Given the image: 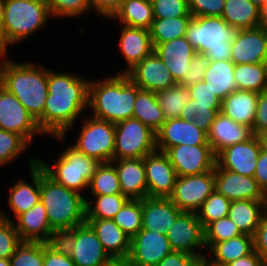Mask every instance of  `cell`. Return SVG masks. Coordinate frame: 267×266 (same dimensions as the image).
<instances>
[{"label": "cell", "instance_id": "cell-47", "mask_svg": "<svg viewBox=\"0 0 267 266\" xmlns=\"http://www.w3.org/2000/svg\"><path fill=\"white\" fill-rule=\"evenodd\" d=\"M241 234L236 224L228 216L214 221L204 229L206 250L208 252L216 243L229 240Z\"/></svg>", "mask_w": 267, "mask_h": 266}, {"label": "cell", "instance_id": "cell-19", "mask_svg": "<svg viewBox=\"0 0 267 266\" xmlns=\"http://www.w3.org/2000/svg\"><path fill=\"white\" fill-rule=\"evenodd\" d=\"M156 134V149L166 152L170 147L187 145H209L207 133L193 122L180 118L166 119Z\"/></svg>", "mask_w": 267, "mask_h": 266}, {"label": "cell", "instance_id": "cell-63", "mask_svg": "<svg viewBox=\"0 0 267 266\" xmlns=\"http://www.w3.org/2000/svg\"><path fill=\"white\" fill-rule=\"evenodd\" d=\"M200 262L203 264V266H228L227 264H220L213 262L208 255H205Z\"/></svg>", "mask_w": 267, "mask_h": 266}, {"label": "cell", "instance_id": "cell-29", "mask_svg": "<svg viewBox=\"0 0 267 266\" xmlns=\"http://www.w3.org/2000/svg\"><path fill=\"white\" fill-rule=\"evenodd\" d=\"M111 258L127 257L131 238L112 219H86Z\"/></svg>", "mask_w": 267, "mask_h": 266}, {"label": "cell", "instance_id": "cell-31", "mask_svg": "<svg viewBox=\"0 0 267 266\" xmlns=\"http://www.w3.org/2000/svg\"><path fill=\"white\" fill-rule=\"evenodd\" d=\"M267 212V201H232L228 217L242 234L253 236L262 216Z\"/></svg>", "mask_w": 267, "mask_h": 266}, {"label": "cell", "instance_id": "cell-22", "mask_svg": "<svg viewBox=\"0 0 267 266\" xmlns=\"http://www.w3.org/2000/svg\"><path fill=\"white\" fill-rule=\"evenodd\" d=\"M126 75L141 90L155 93L177 84L154 51L130 69Z\"/></svg>", "mask_w": 267, "mask_h": 266}, {"label": "cell", "instance_id": "cell-49", "mask_svg": "<svg viewBox=\"0 0 267 266\" xmlns=\"http://www.w3.org/2000/svg\"><path fill=\"white\" fill-rule=\"evenodd\" d=\"M21 242L13 221L0 218V258L10 259Z\"/></svg>", "mask_w": 267, "mask_h": 266}, {"label": "cell", "instance_id": "cell-44", "mask_svg": "<svg viewBox=\"0 0 267 266\" xmlns=\"http://www.w3.org/2000/svg\"><path fill=\"white\" fill-rule=\"evenodd\" d=\"M53 20L78 19L92 16V0H47Z\"/></svg>", "mask_w": 267, "mask_h": 266}, {"label": "cell", "instance_id": "cell-9", "mask_svg": "<svg viewBox=\"0 0 267 266\" xmlns=\"http://www.w3.org/2000/svg\"><path fill=\"white\" fill-rule=\"evenodd\" d=\"M58 241L76 266H105L111 259L87 222L62 233Z\"/></svg>", "mask_w": 267, "mask_h": 266}, {"label": "cell", "instance_id": "cell-64", "mask_svg": "<svg viewBox=\"0 0 267 266\" xmlns=\"http://www.w3.org/2000/svg\"><path fill=\"white\" fill-rule=\"evenodd\" d=\"M262 144V148L267 150V130L258 135Z\"/></svg>", "mask_w": 267, "mask_h": 266}, {"label": "cell", "instance_id": "cell-51", "mask_svg": "<svg viewBox=\"0 0 267 266\" xmlns=\"http://www.w3.org/2000/svg\"><path fill=\"white\" fill-rule=\"evenodd\" d=\"M44 266H76L67 250L59 241L43 243Z\"/></svg>", "mask_w": 267, "mask_h": 266}, {"label": "cell", "instance_id": "cell-21", "mask_svg": "<svg viewBox=\"0 0 267 266\" xmlns=\"http://www.w3.org/2000/svg\"><path fill=\"white\" fill-rule=\"evenodd\" d=\"M172 251L166 234L140 230L131 238L128 257L137 266H156Z\"/></svg>", "mask_w": 267, "mask_h": 266}, {"label": "cell", "instance_id": "cell-27", "mask_svg": "<svg viewBox=\"0 0 267 266\" xmlns=\"http://www.w3.org/2000/svg\"><path fill=\"white\" fill-rule=\"evenodd\" d=\"M153 47L156 55L163 61L178 84L189 70V63L196 50L186 37L176 38Z\"/></svg>", "mask_w": 267, "mask_h": 266}, {"label": "cell", "instance_id": "cell-10", "mask_svg": "<svg viewBox=\"0 0 267 266\" xmlns=\"http://www.w3.org/2000/svg\"><path fill=\"white\" fill-rule=\"evenodd\" d=\"M156 134L135 118L115 123V148L113 160L144 158L155 152Z\"/></svg>", "mask_w": 267, "mask_h": 266}, {"label": "cell", "instance_id": "cell-66", "mask_svg": "<svg viewBox=\"0 0 267 266\" xmlns=\"http://www.w3.org/2000/svg\"><path fill=\"white\" fill-rule=\"evenodd\" d=\"M252 3L256 4L258 7H260L262 4H264L267 0H250Z\"/></svg>", "mask_w": 267, "mask_h": 266}, {"label": "cell", "instance_id": "cell-35", "mask_svg": "<svg viewBox=\"0 0 267 266\" xmlns=\"http://www.w3.org/2000/svg\"><path fill=\"white\" fill-rule=\"evenodd\" d=\"M221 17L237 29L259 27V7L250 0H225Z\"/></svg>", "mask_w": 267, "mask_h": 266}, {"label": "cell", "instance_id": "cell-40", "mask_svg": "<svg viewBox=\"0 0 267 266\" xmlns=\"http://www.w3.org/2000/svg\"><path fill=\"white\" fill-rule=\"evenodd\" d=\"M193 16L176 18H154L149 29L153 46L185 37L189 22Z\"/></svg>", "mask_w": 267, "mask_h": 266}, {"label": "cell", "instance_id": "cell-37", "mask_svg": "<svg viewBox=\"0 0 267 266\" xmlns=\"http://www.w3.org/2000/svg\"><path fill=\"white\" fill-rule=\"evenodd\" d=\"M190 99L183 107L180 119L193 122L197 111H221V101L214 95L204 80L188 87Z\"/></svg>", "mask_w": 267, "mask_h": 266}, {"label": "cell", "instance_id": "cell-7", "mask_svg": "<svg viewBox=\"0 0 267 266\" xmlns=\"http://www.w3.org/2000/svg\"><path fill=\"white\" fill-rule=\"evenodd\" d=\"M238 31L222 17L199 16L191 19L185 37L196 53L205 55L208 61L231 60V44Z\"/></svg>", "mask_w": 267, "mask_h": 266}, {"label": "cell", "instance_id": "cell-5", "mask_svg": "<svg viewBox=\"0 0 267 266\" xmlns=\"http://www.w3.org/2000/svg\"><path fill=\"white\" fill-rule=\"evenodd\" d=\"M50 138H52L50 139L51 141L54 139L61 145L64 144V146H61L62 148L59 150L61 152L55 156L54 159L56 160L53 163L51 162L49 164V161H46L42 157L40 158V155H38V165L55 182L86 196L89 182L100 165V162L95 158L79 152L70 144L69 139L63 135H53ZM67 140L69 142L68 144L66 142Z\"/></svg>", "mask_w": 267, "mask_h": 266}, {"label": "cell", "instance_id": "cell-43", "mask_svg": "<svg viewBox=\"0 0 267 266\" xmlns=\"http://www.w3.org/2000/svg\"><path fill=\"white\" fill-rule=\"evenodd\" d=\"M29 146L19 134L0 129V168H7L15 160H20V157L28 153Z\"/></svg>", "mask_w": 267, "mask_h": 266}, {"label": "cell", "instance_id": "cell-61", "mask_svg": "<svg viewBox=\"0 0 267 266\" xmlns=\"http://www.w3.org/2000/svg\"><path fill=\"white\" fill-rule=\"evenodd\" d=\"M4 0H0V55L6 54V36L4 31Z\"/></svg>", "mask_w": 267, "mask_h": 266}, {"label": "cell", "instance_id": "cell-28", "mask_svg": "<svg viewBox=\"0 0 267 266\" xmlns=\"http://www.w3.org/2000/svg\"><path fill=\"white\" fill-rule=\"evenodd\" d=\"M118 173L121 192L129 199L147 197L144 158L118 159L111 162Z\"/></svg>", "mask_w": 267, "mask_h": 266}, {"label": "cell", "instance_id": "cell-11", "mask_svg": "<svg viewBox=\"0 0 267 266\" xmlns=\"http://www.w3.org/2000/svg\"><path fill=\"white\" fill-rule=\"evenodd\" d=\"M29 156L27 162V177H18L8 189L6 205L0 208V218L13 221L19 214L29 210L40 201V166L37 163L36 155ZM8 204V205H7ZM9 210V212L6 209ZM12 212V213H11ZM12 214V216H11Z\"/></svg>", "mask_w": 267, "mask_h": 266}, {"label": "cell", "instance_id": "cell-41", "mask_svg": "<svg viewBox=\"0 0 267 266\" xmlns=\"http://www.w3.org/2000/svg\"><path fill=\"white\" fill-rule=\"evenodd\" d=\"M122 194L119 177L115 166L111 163H100L92 176L86 195Z\"/></svg>", "mask_w": 267, "mask_h": 266}, {"label": "cell", "instance_id": "cell-4", "mask_svg": "<svg viewBox=\"0 0 267 266\" xmlns=\"http://www.w3.org/2000/svg\"><path fill=\"white\" fill-rule=\"evenodd\" d=\"M40 200L50 227L58 236L86 222L85 196L55 182L41 167Z\"/></svg>", "mask_w": 267, "mask_h": 266}, {"label": "cell", "instance_id": "cell-17", "mask_svg": "<svg viewBox=\"0 0 267 266\" xmlns=\"http://www.w3.org/2000/svg\"><path fill=\"white\" fill-rule=\"evenodd\" d=\"M120 29L118 38L119 54L123 56V64L126 65L116 74H126L136 64L154 51L150 32L145 28L129 27L122 24H116ZM126 62V63H125Z\"/></svg>", "mask_w": 267, "mask_h": 266}, {"label": "cell", "instance_id": "cell-6", "mask_svg": "<svg viewBox=\"0 0 267 266\" xmlns=\"http://www.w3.org/2000/svg\"><path fill=\"white\" fill-rule=\"evenodd\" d=\"M51 18L47 0H4L6 54H10L12 46L25 43L42 31Z\"/></svg>", "mask_w": 267, "mask_h": 266}, {"label": "cell", "instance_id": "cell-42", "mask_svg": "<svg viewBox=\"0 0 267 266\" xmlns=\"http://www.w3.org/2000/svg\"><path fill=\"white\" fill-rule=\"evenodd\" d=\"M156 96L166 119L179 118L190 99V91L187 86L176 84L156 92Z\"/></svg>", "mask_w": 267, "mask_h": 266}, {"label": "cell", "instance_id": "cell-57", "mask_svg": "<svg viewBox=\"0 0 267 266\" xmlns=\"http://www.w3.org/2000/svg\"><path fill=\"white\" fill-rule=\"evenodd\" d=\"M198 262L199 260L191 254L172 251L156 266H195Z\"/></svg>", "mask_w": 267, "mask_h": 266}, {"label": "cell", "instance_id": "cell-1", "mask_svg": "<svg viewBox=\"0 0 267 266\" xmlns=\"http://www.w3.org/2000/svg\"><path fill=\"white\" fill-rule=\"evenodd\" d=\"M81 75L78 71L57 72L49 68L48 96L43 114L37 120L39 128L47 137L70 136L69 133L77 127L80 118L88 113L90 79Z\"/></svg>", "mask_w": 267, "mask_h": 266}, {"label": "cell", "instance_id": "cell-39", "mask_svg": "<svg viewBox=\"0 0 267 266\" xmlns=\"http://www.w3.org/2000/svg\"><path fill=\"white\" fill-rule=\"evenodd\" d=\"M86 219H113L129 200L123 194L86 195Z\"/></svg>", "mask_w": 267, "mask_h": 266}, {"label": "cell", "instance_id": "cell-8", "mask_svg": "<svg viewBox=\"0 0 267 266\" xmlns=\"http://www.w3.org/2000/svg\"><path fill=\"white\" fill-rule=\"evenodd\" d=\"M81 120L77 122V125L81 123L80 127L73 131L78 134L75 135L74 142L71 141V145L100 163L112 162L115 148V123L95 118L88 113Z\"/></svg>", "mask_w": 267, "mask_h": 266}, {"label": "cell", "instance_id": "cell-46", "mask_svg": "<svg viewBox=\"0 0 267 266\" xmlns=\"http://www.w3.org/2000/svg\"><path fill=\"white\" fill-rule=\"evenodd\" d=\"M231 202L214 190L196 212L203 229L210 223L228 216Z\"/></svg>", "mask_w": 267, "mask_h": 266}, {"label": "cell", "instance_id": "cell-59", "mask_svg": "<svg viewBox=\"0 0 267 266\" xmlns=\"http://www.w3.org/2000/svg\"><path fill=\"white\" fill-rule=\"evenodd\" d=\"M221 111H197L193 116V123L206 133L209 132L212 123L214 122L216 116Z\"/></svg>", "mask_w": 267, "mask_h": 266}, {"label": "cell", "instance_id": "cell-2", "mask_svg": "<svg viewBox=\"0 0 267 266\" xmlns=\"http://www.w3.org/2000/svg\"><path fill=\"white\" fill-rule=\"evenodd\" d=\"M9 57L8 54L0 55V84L16 96L37 121L43 114L48 96L49 67L40 61L21 62Z\"/></svg>", "mask_w": 267, "mask_h": 266}, {"label": "cell", "instance_id": "cell-45", "mask_svg": "<svg viewBox=\"0 0 267 266\" xmlns=\"http://www.w3.org/2000/svg\"><path fill=\"white\" fill-rule=\"evenodd\" d=\"M130 238L142 228V199H129L112 219Z\"/></svg>", "mask_w": 267, "mask_h": 266}, {"label": "cell", "instance_id": "cell-25", "mask_svg": "<svg viewBox=\"0 0 267 266\" xmlns=\"http://www.w3.org/2000/svg\"><path fill=\"white\" fill-rule=\"evenodd\" d=\"M182 211L170 200L162 197H146L142 199L141 230L167 234Z\"/></svg>", "mask_w": 267, "mask_h": 266}, {"label": "cell", "instance_id": "cell-36", "mask_svg": "<svg viewBox=\"0 0 267 266\" xmlns=\"http://www.w3.org/2000/svg\"><path fill=\"white\" fill-rule=\"evenodd\" d=\"M132 118L138 119L155 133L161 128L166 118L155 92L140 90L137 93Z\"/></svg>", "mask_w": 267, "mask_h": 266}, {"label": "cell", "instance_id": "cell-52", "mask_svg": "<svg viewBox=\"0 0 267 266\" xmlns=\"http://www.w3.org/2000/svg\"><path fill=\"white\" fill-rule=\"evenodd\" d=\"M208 59L201 53H195L189 63V70L186 71L184 78L178 83L183 86H191L204 79L207 70Z\"/></svg>", "mask_w": 267, "mask_h": 266}, {"label": "cell", "instance_id": "cell-15", "mask_svg": "<svg viewBox=\"0 0 267 266\" xmlns=\"http://www.w3.org/2000/svg\"><path fill=\"white\" fill-rule=\"evenodd\" d=\"M165 154L179 177L203 174L216 166V155L210 145L182 144L170 147Z\"/></svg>", "mask_w": 267, "mask_h": 266}, {"label": "cell", "instance_id": "cell-24", "mask_svg": "<svg viewBox=\"0 0 267 266\" xmlns=\"http://www.w3.org/2000/svg\"><path fill=\"white\" fill-rule=\"evenodd\" d=\"M231 45V60L235 64L267 62V31L261 27L239 29Z\"/></svg>", "mask_w": 267, "mask_h": 266}, {"label": "cell", "instance_id": "cell-58", "mask_svg": "<svg viewBox=\"0 0 267 266\" xmlns=\"http://www.w3.org/2000/svg\"><path fill=\"white\" fill-rule=\"evenodd\" d=\"M253 178L267 195V150L261 148Z\"/></svg>", "mask_w": 267, "mask_h": 266}, {"label": "cell", "instance_id": "cell-3", "mask_svg": "<svg viewBox=\"0 0 267 266\" xmlns=\"http://www.w3.org/2000/svg\"><path fill=\"white\" fill-rule=\"evenodd\" d=\"M106 75L89 81L88 114L112 123L132 118L141 89L126 74Z\"/></svg>", "mask_w": 267, "mask_h": 266}, {"label": "cell", "instance_id": "cell-48", "mask_svg": "<svg viewBox=\"0 0 267 266\" xmlns=\"http://www.w3.org/2000/svg\"><path fill=\"white\" fill-rule=\"evenodd\" d=\"M11 266H44L43 242L22 241L10 258Z\"/></svg>", "mask_w": 267, "mask_h": 266}, {"label": "cell", "instance_id": "cell-62", "mask_svg": "<svg viewBox=\"0 0 267 266\" xmlns=\"http://www.w3.org/2000/svg\"><path fill=\"white\" fill-rule=\"evenodd\" d=\"M259 27L267 31V1L259 7Z\"/></svg>", "mask_w": 267, "mask_h": 266}, {"label": "cell", "instance_id": "cell-50", "mask_svg": "<svg viewBox=\"0 0 267 266\" xmlns=\"http://www.w3.org/2000/svg\"><path fill=\"white\" fill-rule=\"evenodd\" d=\"M154 18L192 16L184 0H151Z\"/></svg>", "mask_w": 267, "mask_h": 266}, {"label": "cell", "instance_id": "cell-18", "mask_svg": "<svg viewBox=\"0 0 267 266\" xmlns=\"http://www.w3.org/2000/svg\"><path fill=\"white\" fill-rule=\"evenodd\" d=\"M214 178L215 190L231 201H267V195L253 177L222 169L216 163Z\"/></svg>", "mask_w": 267, "mask_h": 266}, {"label": "cell", "instance_id": "cell-12", "mask_svg": "<svg viewBox=\"0 0 267 266\" xmlns=\"http://www.w3.org/2000/svg\"><path fill=\"white\" fill-rule=\"evenodd\" d=\"M0 129L22 136L30 145L37 137L47 136L22 103L0 84ZM39 135V136H38Z\"/></svg>", "mask_w": 267, "mask_h": 266}, {"label": "cell", "instance_id": "cell-30", "mask_svg": "<svg viewBox=\"0 0 267 266\" xmlns=\"http://www.w3.org/2000/svg\"><path fill=\"white\" fill-rule=\"evenodd\" d=\"M258 98L259 93L237 89L221 101V113L253 129Z\"/></svg>", "mask_w": 267, "mask_h": 266}, {"label": "cell", "instance_id": "cell-34", "mask_svg": "<svg viewBox=\"0 0 267 266\" xmlns=\"http://www.w3.org/2000/svg\"><path fill=\"white\" fill-rule=\"evenodd\" d=\"M254 251L253 236L241 234L229 240L216 243L208 252V257L216 263L229 264Z\"/></svg>", "mask_w": 267, "mask_h": 266}, {"label": "cell", "instance_id": "cell-20", "mask_svg": "<svg viewBox=\"0 0 267 266\" xmlns=\"http://www.w3.org/2000/svg\"><path fill=\"white\" fill-rule=\"evenodd\" d=\"M262 144L259 136L223 149L216 156V163L225 170L253 177Z\"/></svg>", "mask_w": 267, "mask_h": 266}, {"label": "cell", "instance_id": "cell-33", "mask_svg": "<svg viewBox=\"0 0 267 266\" xmlns=\"http://www.w3.org/2000/svg\"><path fill=\"white\" fill-rule=\"evenodd\" d=\"M154 20L151 0H124L110 23L150 29Z\"/></svg>", "mask_w": 267, "mask_h": 266}, {"label": "cell", "instance_id": "cell-26", "mask_svg": "<svg viewBox=\"0 0 267 266\" xmlns=\"http://www.w3.org/2000/svg\"><path fill=\"white\" fill-rule=\"evenodd\" d=\"M253 136L252 127L239 124L219 112L207 133V142L217 156L223 149Z\"/></svg>", "mask_w": 267, "mask_h": 266}, {"label": "cell", "instance_id": "cell-56", "mask_svg": "<svg viewBox=\"0 0 267 266\" xmlns=\"http://www.w3.org/2000/svg\"><path fill=\"white\" fill-rule=\"evenodd\" d=\"M267 130V90L259 93L255 121L253 124L254 135H259Z\"/></svg>", "mask_w": 267, "mask_h": 266}, {"label": "cell", "instance_id": "cell-65", "mask_svg": "<svg viewBox=\"0 0 267 266\" xmlns=\"http://www.w3.org/2000/svg\"><path fill=\"white\" fill-rule=\"evenodd\" d=\"M0 266H11L10 259H2V258H0Z\"/></svg>", "mask_w": 267, "mask_h": 266}, {"label": "cell", "instance_id": "cell-38", "mask_svg": "<svg viewBox=\"0 0 267 266\" xmlns=\"http://www.w3.org/2000/svg\"><path fill=\"white\" fill-rule=\"evenodd\" d=\"M234 79L239 90L256 93L267 90V62L235 64Z\"/></svg>", "mask_w": 267, "mask_h": 266}, {"label": "cell", "instance_id": "cell-13", "mask_svg": "<svg viewBox=\"0 0 267 266\" xmlns=\"http://www.w3.org/2000/svg\"><path fill=\"white\" fill-rule=\"evenodd\" d=\"M166 235L173 251L191 254L199 261L207 255L204 229L195 212H182Z\"/></svg>", "mask_w": 267, "mask_h": 266}, {"label": "cell", "instance_id": "cell-14", "mask_svg": "<svg viewBox=\"0 0 267 266\" xmlns=\"http://www.w3.org/2000/svg\"><path fill=\"white\" fill-rule=\"evenodd\" d=\"M215 190L214 170L177 178L170 200L182 212H197Z\"/></svg>", "mask_w": 267, "mask_h": 266}, {"label": "cell", "instance_id": "cell-54", "mask_svg": "<svg viewBox=\"0 0 267 266\" xmlns=\"http://www.w3.org/2000/svg\"><path fill=\"white\" fill-rule=\"evenodd\" d=\"M124 0H92V12L93 16L95 13V16L98 19L104 20H110L114 17V15L118 12L120 9L122 2Z\"/></svg>", "mask_w": 267, "mask_h": 266}, {"label": "cell", "instance_id": "cell-23", "mask_svg": "<svg viewBox=\"0 0 267 266\" xmlns=\"http://www.w3.org/2000/svg\"><path fill=\"white\" fill-rule=\"evenodd\" d=\"M13 223L21 241L54 243L59 236L51 229L46 209L41 200L19 214Z\"/></svg>", "mask_w": 267, "mask_h": 266}, {"label": "cell", "instance_id": "cell-60", "mask_svg": "<svg viewBox=\"0 0 267 266\" xmlns=\"http://www.w3.org/2000/svg\"><path fill=\"white\" fill-rule=\"evenodd\" d=\"M228 266H267L262 257L254 250L251 254L239 258Z\"/></svg>", "mask_w": 267, "mask_h": 266}, {"label": "cell", "instance_id": "cell-32", "mask_svg": "<svg viewBox=\"0 0 267 266\" xmlns=\"http://www.w3.org/2000/svg\"><path fill=\"white\" fill-rule=\"evenodd\" d=\"M234 70L232 60L208 61L203 80L220 101L237 90Z\"/></svg>", "mask_w": 267, "mask_h": 266}, {"label": "cell", "instance_id": "cell-16", "mask_svg": "<svg viewBox=\"0 0 267 266\" xmlns=\"http://www.w3.org/2000/svg\"><path fill=\"white\" fill-rule=\"evenodd\" d=\"M147 196L169 198L173 191L177 172L164 152L155 151L144 157Z\"/></svg>", "mask_w": 267, "mask_h": 266}, {"label": "cell", "instance_id": "cell-53", "mask_svg": "<svg viewBox=\"0 0 267 266\" xmlns=\"http://www.w3.org/2000/svg\"><path fill=\"white\" fill-rule=\"evenodd\" d=\"M225 0H190L188 3L189 13L193 17L199 16H222Z\"/></svg>", "mask_w": 267, "mask_h": 266}, {"label": "cell", "instance_id": "cell-55", "mask_svg": "<svg viewBox=\"0 0 267 266\" xmlns=\"http://www.w3.org/2000/svg\"><path fill=\"white\" fill-rule=\"evenodd\" d=\"M254 250L267 265V212L262 216L259 226L253 235Z\"/></svg>", "mask_w": 267, "mask_h": 266}]
</instances>
